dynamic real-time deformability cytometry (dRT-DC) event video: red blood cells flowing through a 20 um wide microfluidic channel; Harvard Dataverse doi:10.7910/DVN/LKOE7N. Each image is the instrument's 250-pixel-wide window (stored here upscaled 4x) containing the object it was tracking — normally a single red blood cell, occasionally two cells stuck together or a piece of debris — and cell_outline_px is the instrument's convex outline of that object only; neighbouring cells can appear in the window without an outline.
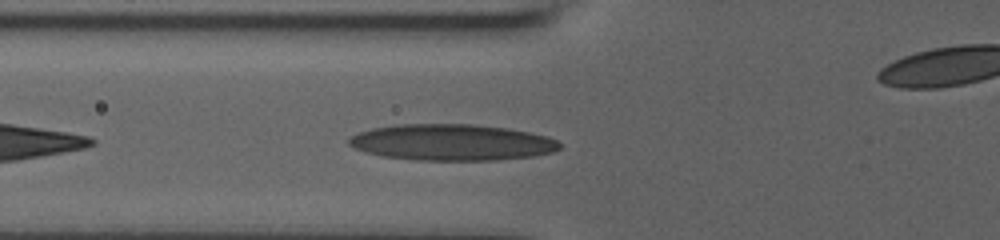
{"species": "human", "species_latin": "Homo sapiens", "temperature_condition": "room temperature", "stored_images_in_passage": 25, "camera_frame_rate_fps": 3000, "um_per_image_px": 0.085, "donor": {"sex": "male"}, "frame": {"image": 1, "passage_image": 15, "time_ms": 4.0, "image_size_px": [1000, 240], "cell_outline_px": [[560, 148], [552, 152], [532, 156], [496, 160], [420, 160], [384, 156], [364, 152], [348, 144], [348, 140], [352, 136], [360, 132], [372, 128], [396, 124], [472, 124], [504, 128], [528, 132], [548, 136], [556, 140], [560, 144]], "centroid_in_image_um": [38.39, 12.1], "position_along_channel_um": 87.4, "area_um2": 44.27}}
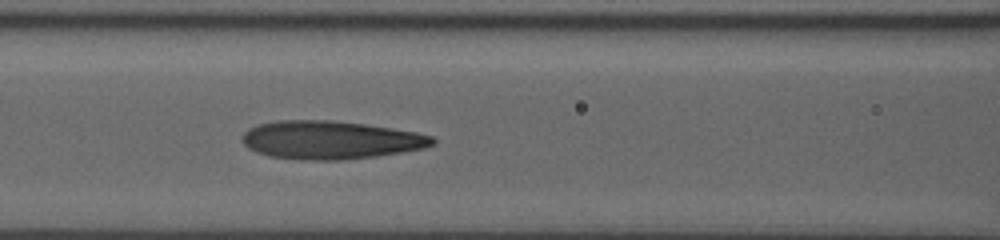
{"frame": {"image": 2, "passage_image": 18, "time_ms": 5.333, "image_size_px": [1000, 240], "cell_outline_px": [[436, 144], [424, 148], [376, 156], [340, 160], [304, 160], [268, 156], [256, 152], [248, 148], [240, 140], [244, 132], [248, 128], [256, 124], [276, 120], [332, 120], [364, 124], [392, 128], [416, 132], [432, 136], [436, 140]], "centroid_in_image_um": [28.05, 11.89], "position_along_channel_um": 138.6, "area_um2": 42.66}}
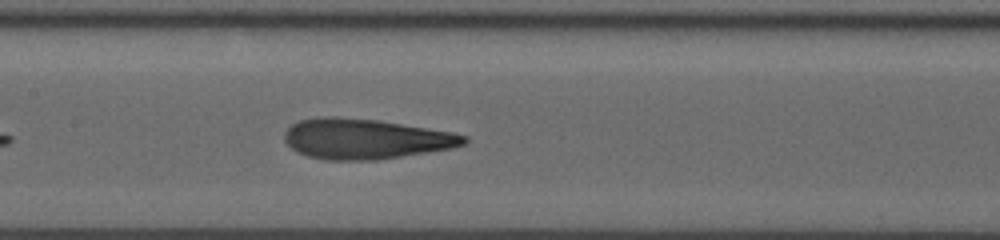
{"frame": {"image": 3, "passage_image": 22, "time_ms": 6.333, "image_size_px": [1000, 240], "cell_outline_px": [[468, 140], [464, 144], [452, 148], [376, 160], [328, 160], [308, 156], [296, 152], [284, 140], [284, 132], [292, 124], [300, 120], [320, 116], [332, 116], [376, 120], [452, 132], [468, 136]], "centroid_in_image_um": [31.03, 11.8], "position_along_channel_um": 176.4, "area_um2": 41.91}}